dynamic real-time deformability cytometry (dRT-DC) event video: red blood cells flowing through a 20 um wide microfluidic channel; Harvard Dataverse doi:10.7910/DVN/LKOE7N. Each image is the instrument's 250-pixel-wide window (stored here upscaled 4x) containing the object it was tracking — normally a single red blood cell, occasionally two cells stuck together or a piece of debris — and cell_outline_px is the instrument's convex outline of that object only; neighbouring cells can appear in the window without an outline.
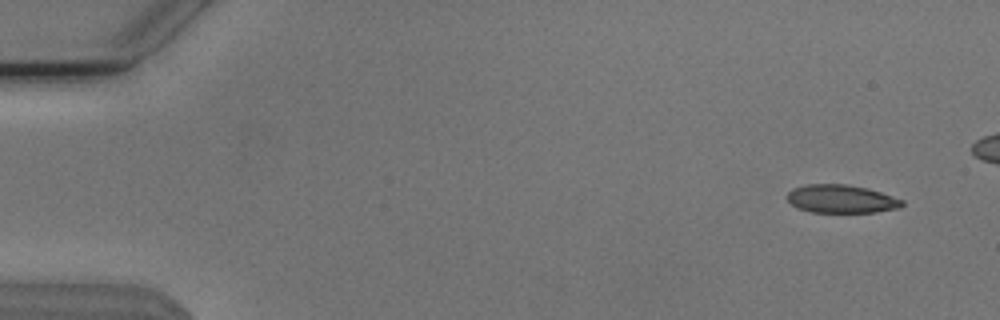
{"species": "Egyptian fruit bat (a non-hibernating species)", "species_latin": "Rousettus aegyptiacus", "temperature_condition": "cold", "stored_images_in_passage": 46, "camera_frame_rate_fps": 3000, "um_per_image_px": 0.085, "animal": {"sex": "male"}, "frame": {"image": 1, "passage_image": 1, "time_ms": 0.0, "image_size_px": [1000, 320], "cell_outline_px": [[904, 204], [900, 208], [876, 212], [812, 212], [796, 208], [788, 200], [788, 192], [792, 188], [808, 184], [844, 184], [868, 188], [904, 200]], "centroid_in_image_um": [71.52, 16.91], "position_along_channel_um": 13.5, "area_um2": 18.9}}
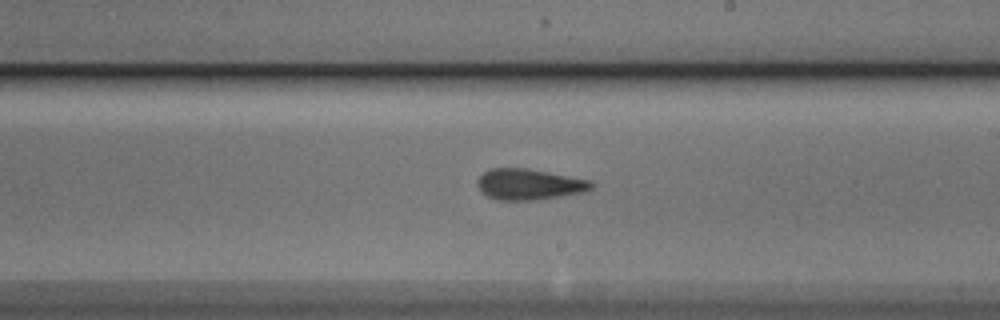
{"frame": {"image": 2, "passage_image": 29, "time_ms": 9.333, "image_size_px": [1000, 320], "cell_outline_px": [[596, 184], [592, 188], [584, 192], [564, 196], [536, 200], [496, 200], [488, 196], [476, 184], [476, 180], [484, 172], [492, 168], [524, 168], [592, 180]], "centroid_in_image_um": [45.01, 15.67], "position_along_channel_um": 244.0, "area_um2": 20.58}}
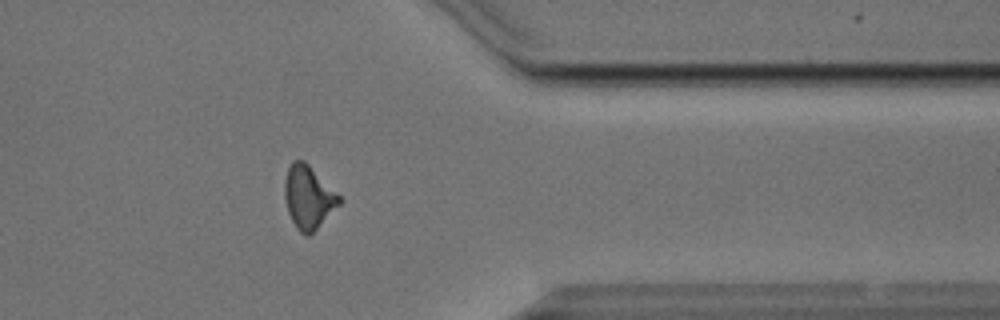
{"frame": {"image": 3, "passage_image": 41, "time_ms": 13.333, "image_size_px": [1000, 320], "cell_outline_px": [[344, 200], [308, 236], [304, 236], [296, 228], [288, 212], [284, 196], [284, 184], [288, 168], [292, 160], [304, 160]], "centroid_in_image_um": [26.2, 16.76], "position_along_channel_um": 385.2, "area_um2": 19.83}}